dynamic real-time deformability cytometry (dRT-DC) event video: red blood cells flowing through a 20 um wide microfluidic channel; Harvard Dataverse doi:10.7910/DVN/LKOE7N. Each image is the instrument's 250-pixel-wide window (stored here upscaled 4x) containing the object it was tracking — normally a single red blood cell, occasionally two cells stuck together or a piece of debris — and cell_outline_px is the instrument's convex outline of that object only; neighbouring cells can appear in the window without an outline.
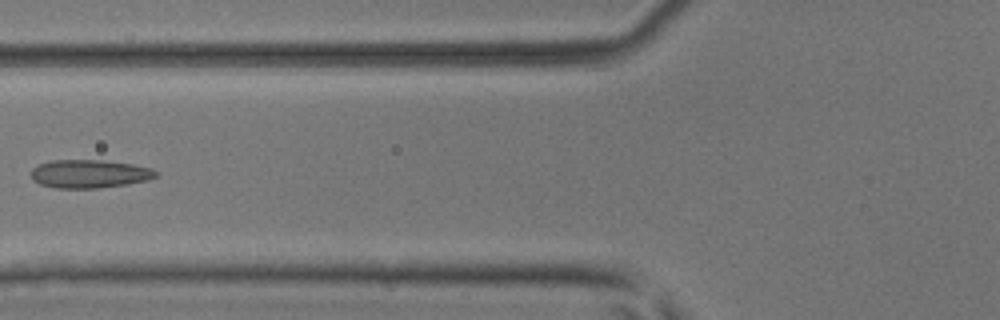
{"species": "common noctule bat (a hibernating species)", "species_latin": "Nyctalus noctula", "temperature_condition": "room temperature", "stored_images_in_passage": 7, "camera_frame_rate_fps": 3000, "um_per_image_px": 0.085, "animal": {"sex": "male", "body_mass_g": 17.9, "forearm_length_mm": 54.2}, "frame": {"image": 1, "passage_image": 6, "time_ms": 1.667, "image_size_px": [1000, 320], "cell_outline_px": [[160, 176], [148, 180], [128, 184], [96, 188], [56, 188], [40, 184], [32, 180], [32, 168], [40, 164], [52, 160], [100, 160], [132, 164], [152, 168], [160, 172]], "centroid_in_image_um": [7.66, 14.78], "position_along_channel_um": 118.1, "area_um2": 20.69}}
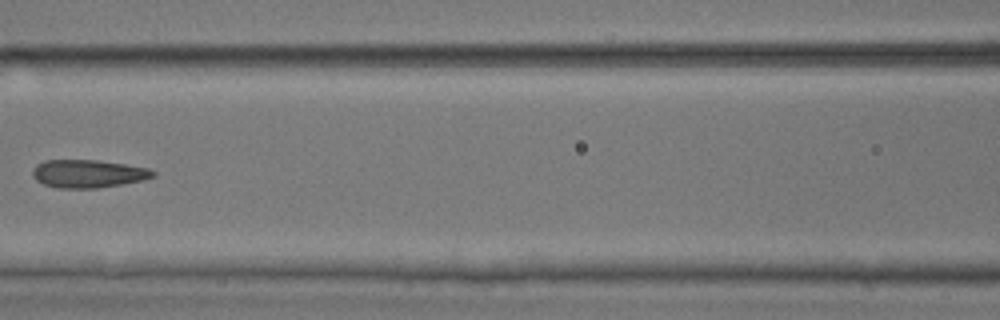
{"frame": {"image": 2, "passage_image": 7, "time_ms": 2.0, "image_size_px": [1000, 320], "cell_outline_px": [[156, 176], [144, 180], [96, 188], [56, 188], [44, 184], [36, 180], [32, 176], [32, 168], [36, 164], [44, 160], [96, 160], [124, 164], [148, 168], [156, 172]], "centroid_in_image_um": [7.46, 14.76], "position_along_channel_um": 159.1, "area_um2": 19.71}}